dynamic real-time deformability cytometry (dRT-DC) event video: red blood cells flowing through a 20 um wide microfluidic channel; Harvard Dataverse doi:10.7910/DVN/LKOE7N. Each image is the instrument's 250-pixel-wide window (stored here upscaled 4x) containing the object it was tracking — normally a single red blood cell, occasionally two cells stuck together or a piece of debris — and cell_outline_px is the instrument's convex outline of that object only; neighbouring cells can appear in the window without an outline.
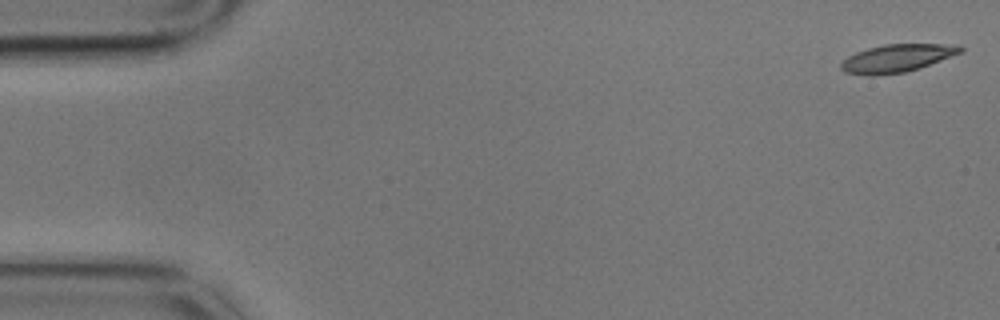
{"species": "common noctule bat (a hibernating species)", "species_latin": "Nyctalus noctula", "temperature_condition": "cold", "stored_images_in_passage": 6, "camera_frame_rate_fps": 3000, "um_per_image_px": 0.085, "animal": {"sex": "male", "body_mass_g": 17.9}, "frame": {"image": 1, "passage_image": 1, "time_ms": 0.0, "image_size_px": [1000, 320], "cell_outline_px": [[964, 52], [920, 68], [904, 72], [876, 76], [868, 76], [844, 72], [840, 68], [840, 64], [848, 56], [856, 52], [868, 48], [884, 44], [956, 44], [964, 48]], "centroid_in_image_um": [76.26, 4.95], "position_along_channel_um": 8.7, "area_um2": 19.59}}
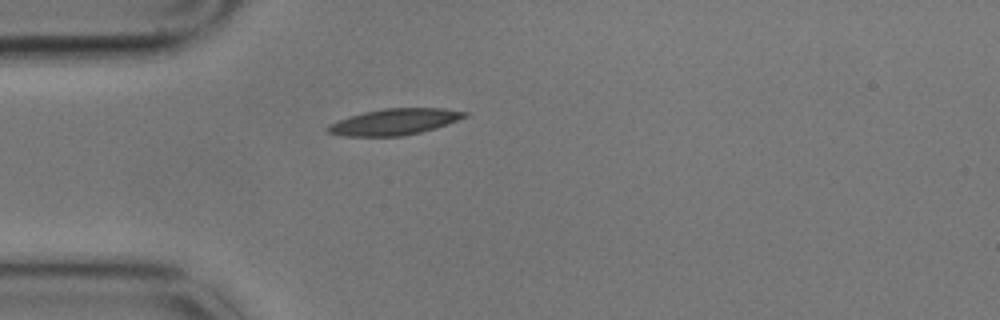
{"frame": {"image": 2, "passage_image": 5, "time_ms": 1.333, "image_size_px": [1000, 320], "cell_outline_px": [[468, 116], [436, 128], [404, 136], [340, 136], [328, 132], [324, 128], [328, 124], [364, 112], [384, 108], [444, 108], [468, 112]], "centroid_in_image_um": [33.53, 10.36], "position_along_channel_um": 51.5, "area_um2": 20.87}}